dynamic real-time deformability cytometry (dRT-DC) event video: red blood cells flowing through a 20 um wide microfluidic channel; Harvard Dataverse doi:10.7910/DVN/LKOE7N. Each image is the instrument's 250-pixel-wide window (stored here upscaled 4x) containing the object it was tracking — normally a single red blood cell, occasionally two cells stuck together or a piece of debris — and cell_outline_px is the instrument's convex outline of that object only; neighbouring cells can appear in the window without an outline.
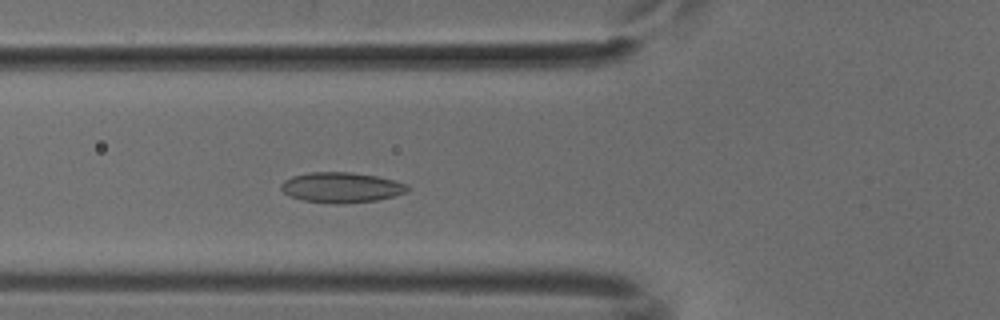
{"species": "common noctule bat (a hibernating species)", "species_latin": "Nyctalus noctula", "temperature_condition": "cold", "stored_images_in_passage": 52, "camera_frame_rate_fps": 3000, "um_per_image_px": 0.085, "animal": {"sex": "male", "body_mass_g": 18.8}, "frame": {"image": 1, "passage_image": 19, "time_ms": 6.0, "image_size_px": [1000, 320], "cell_outline_px": [[408, 192], [376, 200], [340, 204], [332, 204], [304, 200], [292, 196], [284, 192], [280, 188], [280, 184], [284, 180], [292, 176], [308, 172], [352, 172], [376, 176], [408, 184]], "centroid_in_image_um": [29.0, 15.93], "position_along_channel_um": 96.8, "area_um2": 22.25}}
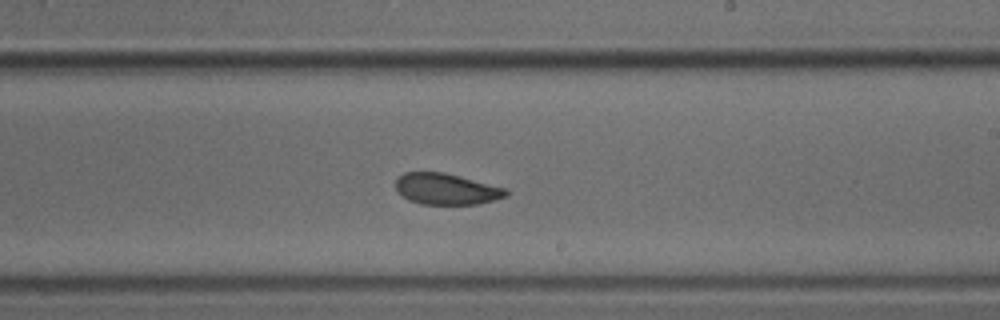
{"frame": {"image": 2, "passage_image": 31, "time_ms": 10.0, "image_size_px": [1000, 320], "cell_outline_px": [[508, 196], [496, 200], [476, 204], [420, 204], [408, 200], [396, 188], [396, 180], [404, 172], [444, 172], [508, 188]], "centroid_in_image_um": [37.99, 16.06], "position_along_channel_um": 251.0, "area_um2": 20.11}}
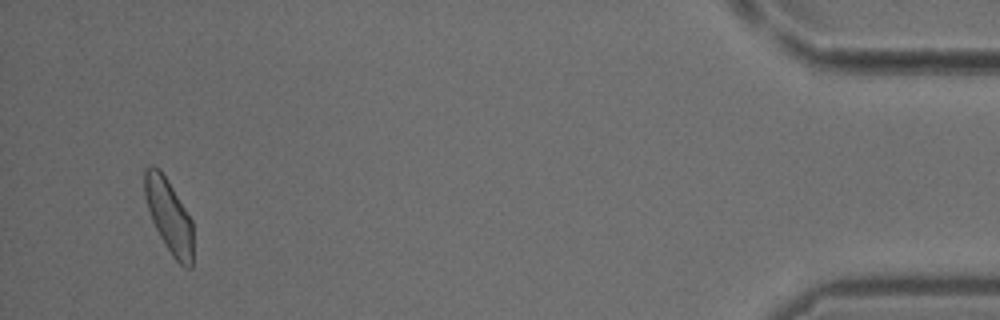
{"frame": {"image": 3, "passage_image": 50, "time_ms": 16.333, "image_size_px": [1000, 320], "cell_outline_px": [[192, 268], [184, 268], [172, 256], [164, 244], [152, 220], [144, 196], [144, 168], [152, 164], [160, 168], [168, 180], [192, 220]], "centroid_in_image_um": [14.35, 18.32], "position_along_channel_um": 420.9, "area_um2": 20.87}}